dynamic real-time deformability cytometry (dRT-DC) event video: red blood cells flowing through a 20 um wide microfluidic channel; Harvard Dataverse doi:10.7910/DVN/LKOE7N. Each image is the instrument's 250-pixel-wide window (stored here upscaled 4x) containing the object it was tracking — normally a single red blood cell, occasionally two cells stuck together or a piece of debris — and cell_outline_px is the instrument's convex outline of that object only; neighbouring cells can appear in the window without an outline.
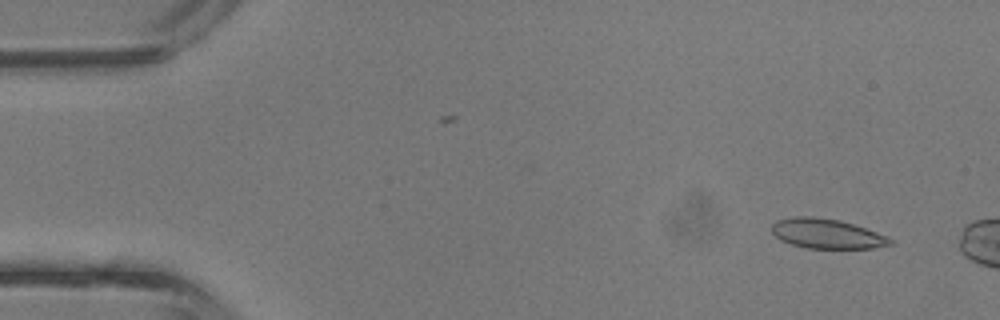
{"species": "common noctule bat (a hibernating species)", "species_latin": "Nyctalus noctula", "temperature_condition": "room temperature", "stored_images_in_passage": 2, "camera_frame_rate_fps": 3000, "um_per_image_px": 0.085, "animal": {"sex": "male", "body_mass_g": 13.3}, "frame": {"image": 1, "passage_image": 2, "time_ms": 0.333, "image_size_px": [1000, 320], "cell_outline_px": [[896, 244], [872, 248], [808, 248], [792, 244], [780, 240], [772, 232], [772, 224], [776, 220], [796, 216], [812, 216], [840, 220], [888, 236], [896, 240]], "centroid_in_image_um": [70.32, 19.86], "position_along_channel_um": 14.7, "area_um2": 20.58}}